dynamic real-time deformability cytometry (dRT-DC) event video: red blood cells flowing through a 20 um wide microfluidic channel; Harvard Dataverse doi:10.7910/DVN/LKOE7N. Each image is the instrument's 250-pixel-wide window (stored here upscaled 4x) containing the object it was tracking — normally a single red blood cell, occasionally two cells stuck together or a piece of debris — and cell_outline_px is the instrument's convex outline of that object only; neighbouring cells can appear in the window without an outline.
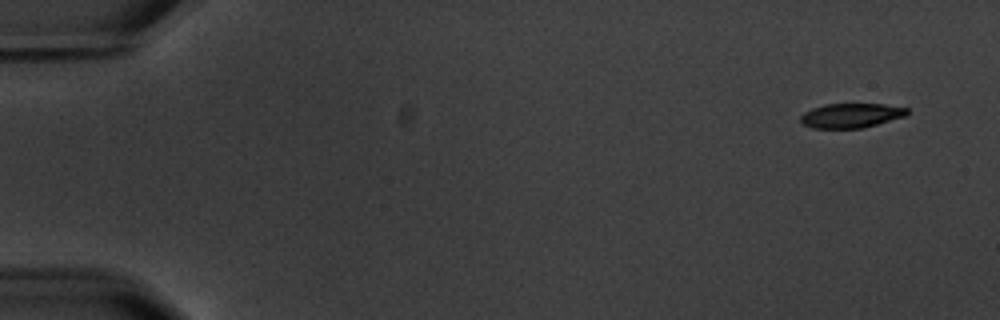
{"species": "common noctule bat (a hibernating species)", "species_latin": "Nyctalus noctula", "temperature_condition": "warm", "stored_images_in_passage": 6, "camera_frame_rate_fps": 3000, "um_per_image_px": 0.085, "animal": {"sex": "male", "body_mass_g": 20.1, "forearm_length_mm": 53.5}, "frame": {"image": 1, "passage_image": 1, "time_ms": 0.0, "image_size_px": [1000, 320], "cell_outline_px": [[908, 116], [860, 128], [812, 128], [804, 124], [800, 120], [800, 116], [804, 112], [812, 108], [824, 104], [884, 104], [908, 108]], "centroid_in_image_um": [72.35, 9.81], "position_along_channel_um": 12.6, "area_um2": 15.2}}
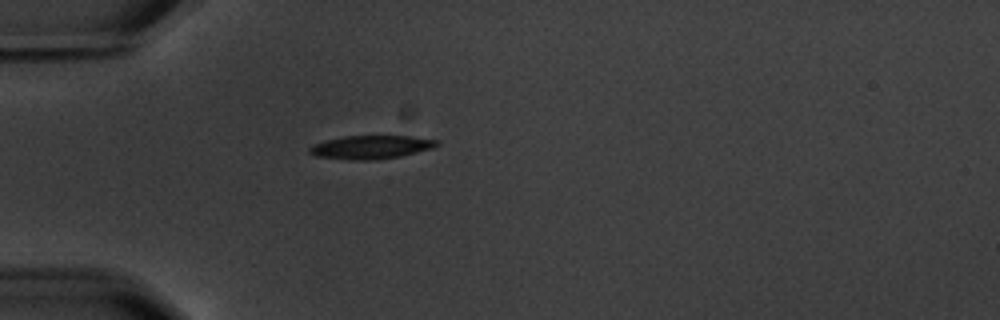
{"frame": {"image": 2, "passage_image": 5, "time_ms": 4.667, "image_size_px": [1000, 320], "cell_outline_px": [[440, 144], [432, 148], [400, 156], [376, 160], [348, 160], [316, 156], [308, 152], [308, 148], [324, 140], [344, 136], [412, 136], [440, 140]], "centroid_in_image_um": [31.54, 12.5], "position_along_channel_um": 53.5, "area_um2": 17.46}}